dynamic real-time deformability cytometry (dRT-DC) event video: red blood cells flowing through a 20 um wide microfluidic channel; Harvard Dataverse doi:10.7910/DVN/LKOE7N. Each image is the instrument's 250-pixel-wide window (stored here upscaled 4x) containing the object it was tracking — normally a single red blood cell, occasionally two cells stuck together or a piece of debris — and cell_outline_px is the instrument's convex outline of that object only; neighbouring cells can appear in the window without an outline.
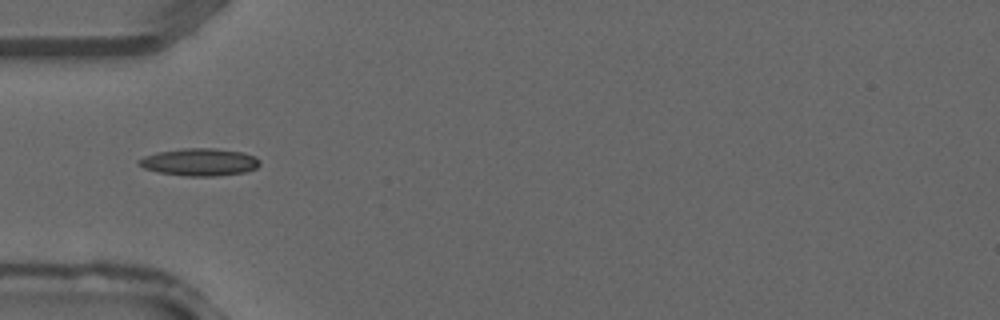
{"species": "common noctule bat (a hibernating species)", "species_latin": "Nyctalus noctula", "temperature_condition": "warm", "stored_images_in_passage": 1, "camera_frame_rate_fps": 3000, "um_per_image_px": 0.085, "animal": {"sex": "male", "forearm_length_mm": 52.5}, "frame": {"image": 1, "passage_image": 1, "time_ms": 0.0, "image_size_px": [1000, 320], "cell_outline_px": [[260, 164], [256, 168], [244, 172], [212, 176], [188, 176], [160, 172], [144, 168], [136, 164], [136, 160], [144, 156], [156, 152], [184, 148], [216, 148], [240, 152], [256, 156], [260, 160]], "centroid_in_image_um": [16.94, 13.76], "position_along_channel_um": 68.1, "area_um2": 19.31}}